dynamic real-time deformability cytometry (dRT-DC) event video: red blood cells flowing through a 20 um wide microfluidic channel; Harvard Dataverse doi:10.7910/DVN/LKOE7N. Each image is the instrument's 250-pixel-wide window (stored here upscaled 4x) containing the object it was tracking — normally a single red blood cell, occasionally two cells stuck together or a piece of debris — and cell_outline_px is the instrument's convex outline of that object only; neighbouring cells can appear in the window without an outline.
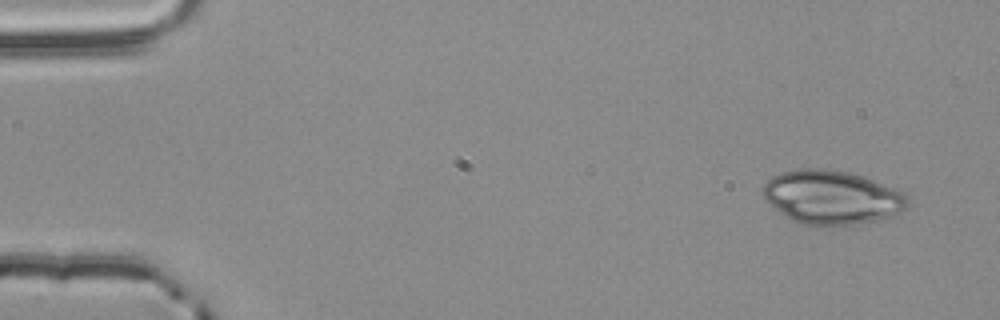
{"species": "common noctule bat (a hibernating species)", "species_latin": "Nyctalus noctula", "temperature_condition": "room temperature", "stored_images_in_passage": 51, "camera_frame_rate_fps": 3000, "um_per_image_px": 0.085, "animal": {"sex": "male", "body_mass_g": 20.4}, "frame": {"image": 1, "passage_image": 1, "time_ms": 0.0, "image_size_px": [1000, 320], "cell_outline_px": [[908, 208], [892, 216], [876, 220], [856, 224], [804, 224], [784, 216], [760, 192], [764, 184], [772, 176], [780, 172], [800, 168], [824, 168], [848, 172], [896, 188], [904, 192], [908, 196]], "centroid_in_image_um": [70.72, 16.74], "position_along_channel_um": 14.3, "area_um2": 45.03}}
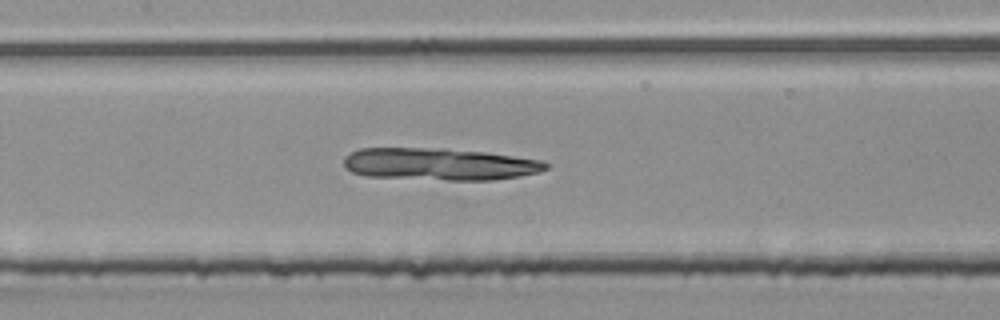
{"frame": {"image": 2, "passage_image": 23, "time_ms": 7.333, "image_size_px": [1000, 320], "cell_outline_px": [[548, 168], [540, 172], [520, 176], [492, 180], [448, 180], [364, 176], [352, 172], [344, 168], [344, 156], [360, 148], [444, 148], [484, 152], [540, 160], [548, 164]], "centroid_in_image_um": [37.31, 13.95], "position_along_channel_um": 170.1, "area_um2": 37.92}}
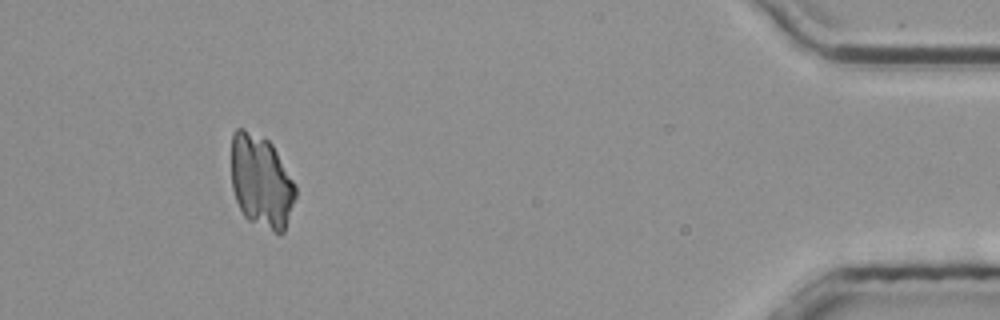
{"frame": {"image": 3, "passage_image": 47, "time_ms": 15.333, "image_size_px": [1000, 320], "cell_outline_px": [[296, 196], [284, 232], [280, 236], [248, 220], [244, 216], [236, 200], [232, 188], [232, 132], [236, 128], [244, 128], [264, 136], [272, 144], [296, 184]], "centroid_in_image_um": [22.21, 15.42], "position_along_channel_um": 413.0, "area_um2": 35.2}}